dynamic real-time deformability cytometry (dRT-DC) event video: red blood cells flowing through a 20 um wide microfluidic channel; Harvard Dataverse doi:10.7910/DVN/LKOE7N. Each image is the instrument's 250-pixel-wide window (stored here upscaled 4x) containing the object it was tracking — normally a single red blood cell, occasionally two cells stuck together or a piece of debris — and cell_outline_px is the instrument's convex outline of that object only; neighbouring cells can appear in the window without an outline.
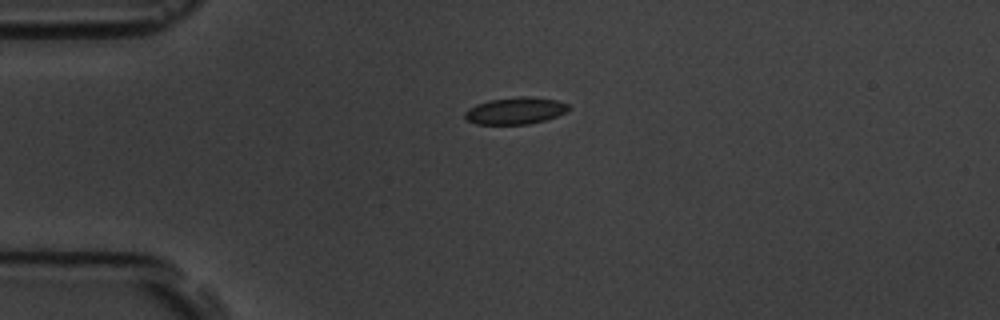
{"species": "common noctule bat (a hibernating species)", "species_latin": "Nyctalus noctula", "temperature_condition": "room temperature", "stored_images_in_passage": 2, "camera_frame_rate_fps": 3000, "um_per_image_px": 0.085, "animal": {"sex": "male", "body_mass_g": 19.5, "forearm_length_mm": 54.6}, "frame": {"image": 1, "passage_image": 1, "time_ms": 0.0, "image_size_px": [1000, 320], "cell_outline_px": [[568, 108], [564, 112], [556, 116], [544, 120], [528, 124], [476, 124], [468, 120], [464, 116], [464, 112], [468, 108], [476, 104], [488, 100], [520, 96], [528, 96], [556, 100], [568, 104]], "centroid_in_image_um": [43.75, 9.4], "position_along_channel_um": 41.2, "area_um2": 16.13}}